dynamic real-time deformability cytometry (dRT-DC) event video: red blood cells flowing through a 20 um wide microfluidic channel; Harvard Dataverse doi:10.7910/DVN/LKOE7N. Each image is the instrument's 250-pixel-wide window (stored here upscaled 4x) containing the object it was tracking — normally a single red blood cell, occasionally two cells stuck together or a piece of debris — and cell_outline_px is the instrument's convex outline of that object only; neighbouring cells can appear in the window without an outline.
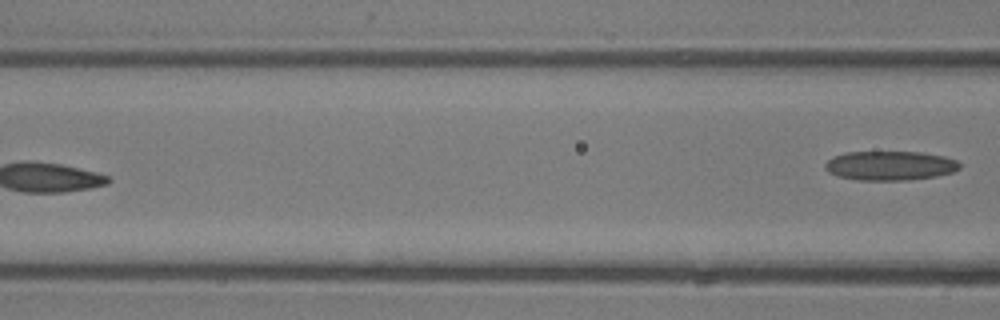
{"species": "common noctule bat (a hibernating species)", "species_latin": "Nyctalus noctula", "temperature_condition": "room temperature", "stored_images_in_passage": 6, "camera_frame_rate_fps": 3000, "um_per_image_px": 0.085, "animal": {"sex": "male", "body_mass_g": 13.3}, "frame": {"image": 1, "passage_image": 6, "time_ms": 6.667, "image_size_px": [1000, 320], "cell_outline_px": [[960, 168], [952, 172], [936, 176], [908, 180], [856, 180], [836, 176], [828, 172], [824, 168], [824, 164], [832, 156], [844, 152], [920, 152], [944, 156], [956, 160], [960, 164]], "centroid_in_image_um": [75.6, 14.08], "position_along_channel_um": 91.0, "area_um2": 23.12}}